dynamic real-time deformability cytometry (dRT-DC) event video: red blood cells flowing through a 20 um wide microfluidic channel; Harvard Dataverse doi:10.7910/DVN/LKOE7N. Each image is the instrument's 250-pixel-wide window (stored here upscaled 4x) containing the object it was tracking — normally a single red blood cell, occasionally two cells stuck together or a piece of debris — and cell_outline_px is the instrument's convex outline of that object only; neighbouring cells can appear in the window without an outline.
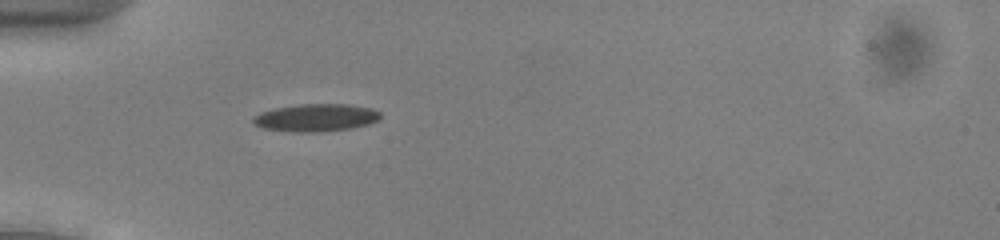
{"species": "common noctule bat (a hibernating species)", "species_latin": "Nyctalus noctula", "temperature_condition": "cold", "stored_images_in_passage": 37, "camera_frame_rate_fps": 3000, "um_per_image_px": 0.085, "animal": {"sex": "male", "body_mass_g": 13.0, "forearm_length_mm": 53.1}, "frame": {"image": 1, "passage_image": 1, "time_ms": 0.0, "image_size_px": [1000, 240], "cell_outline_px": [[380, 120], [368, 124], [352, 128], [320, 132], [292, 132], [264, 128], [256, 124], [252, 120], [252, 116], [260, 112], [276, 108], [300, 104], [348, 104], [372, 108], [380, 112]], "centroid_in_image_um": [26.87, 10.0], "position_along_channel_um": 58.1, "area_um2": 20.52}}
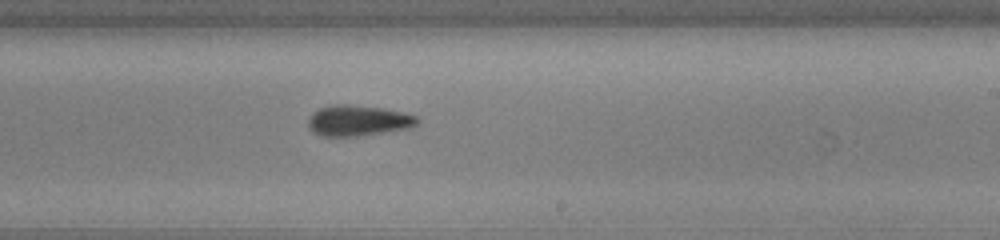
{"frame": {"image": 2, "passage_image": 17, "time_ms": 5.333, "image_size_px": [1000, 240], "cell_outline_px": [[420, 120], [416, 124], [408, 128], [384, 132], [356, 136], [320, 136], [312, 132], [308, 128], [308, 116], [312, 112], [320, 108], [332, 104], [348, 104], [380, 108], [404, 112], [416, 116]], "centroid_in_image_um": [30.38, 10.24], "position_along_channel_um": 258.6, "area_um2": 19.59}}
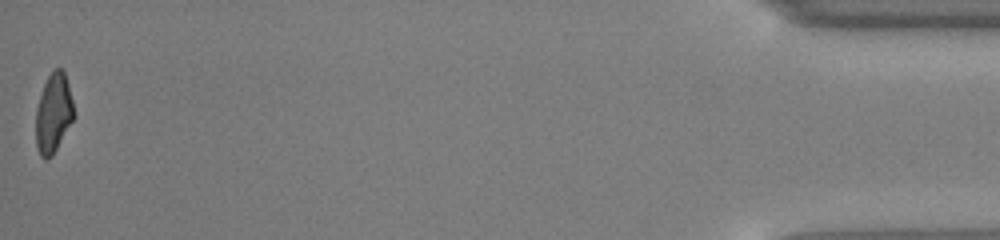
{"frame": {"image": 3, "passage_image": 37, "time_ms": 12.0, "image_size_px": [1000, 240], "cell_outline_px": [[72, 120], [52, 156], [44, 160], [40, 156], [36, 148], [36, 108], [44, 84], [48, 76], [56, 68], [60, 68], [64, 72], [68, 84], [72, 100]], "centroid_in_image_um": [4.5, 9.64], "position_along_channel_um": 430.7, "area_um2": 17.11}, "authors_computed_cell_mechanics": {"area_um2": 19.074, "velocity_mm_per_s": 3.9311, "shape_relaxation_time_tau1_ms": 3.5023, "shape_relaxation_time_tau2_ms": 2.4707, "deformation_change_tau1": 0.1395, "deformation_change_tau2": 0.0944}}